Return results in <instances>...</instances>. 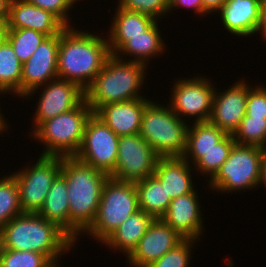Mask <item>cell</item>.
I'll return each instance as SVG.
<instances>
[{"mask_svg":"<svg viewBox=\"0 0 266 267\" xmlns=\"http://www.w3.org/2000/svg\"><path fill=\"white\" fill-rule=\"evenodd\" d=\"M105 37L67 27L59 34L57 77L72 81L85 91L111 55Z\"/></svg>","mask_w":266,"mask_h":267,"instance_id":"obj_1","label":"cell"},{"mask_svg":"<svg viewBox=\"0 0 266 267\" xmlns=\"http://www.w3.org/2000/svg\"><path fill=\"white\" fill-rule=\"evenodd\" d=\"M60 174L68 191L69 237L76 243L96 218L102 188L109 175L74 156L62 157Z\"/></svg>","mask_w":266,"mask_h":267,"instance_id":"obj_2","label":"cell"},{"mask_svg":"<svg viewBox=\"0 0 266 267\" xmlns=\"http://www.w3.org/2000/svg\"><path fill=\"white\" fill-rule=\"evenodd\" d=\"M75 245L61 228L37 213L15 216L0 230V248L44 254L52 263H59Z\"/></svg>","mask_w":266,"mask_h":267,"instance_id":"obj_3","label":"cell"},{"mask_svg":"<svg viewBox=\"0 0 266 267\" xmlns=\"http://www.w3.org/2000/svg\"><path fill=\"white\" fill-rule=\"evenodd\" d=\"M147 67L144 63L123 60L111 54L85 90V100L93 113L109 103L144 98L140 90L145 85Z\"/></svg>","mask_w":266,"mask_h":267,"instance_id":"obj_4","label":"cell"},{"mask_svg":"<svg viewBox=\"0 0 266 267\" xmlns=\"http://www.w3.org/2000/svg\"><path fill=\"white\" fill-rule=\"evenodd\" d=\"M187 122L181 120L169 104L153 100L145 106L139 134L159 158H179L187 147Z\"/></svg>","mask_w":266,"mask_h":267,"instance_id":"obj_5","label":"cell"},{"mask_svg":"<svg viewBox=\"0 0 266 267\" xmlns=\"http://www.w3.org/2000/svg\"><path fill=\"white\" fill-rule=\"evenodd\" d=\"M93 111L84 100L78 107L42 122L31 134L43 143L40 155L72 157L78 152L86 122Z\"/></svg>","mask_w":266,"mask_h":267,"instance_id":"obj_6","label":"cell"},{"mask_svg":"<svg viewBox=\"0 0 266 267\" xmlns=\"http://www.w3.org/2000/svg\"><path fill=\"white\" fill-rule=\"evenodd\" d=\"M139 210L135 183L108 177L102 188L96 218L84 233L102 243L129 216Z\"/></svg>","mask_w":266,"mask_h":267,"instance_id":"obj_7","label":"cell"},{"mask_svg":"<svg viewBox=\"0 0 266 267\" xmlns=\"http://www.w3.org/2000/svg\"><path fill=\"white\" fill-rule=\"evenodd\" d=\"M263 148L235 144L216 175L208 181L212 193H236L258 189ZM257 188V189H256Z\"/></svg>","mask_w":266,"mask_h":267,"instance_id":"obj_8","label":"cell"},{"mask_svg":"<svg viewBox=\"0 0 266 267\" xmlns=\"http://www.w3.org/2000/svg\"><path fill=\"white\" fill-rule=\"evenodd\" d=\"M62 156L40 155L35 164L11 174L18 183L23 213H38L53 181L61 172Z\"/></svg>","mask_w":266,"mask_h":267,"instance_id":"obj_9","label":"cell"},{"mask_svg":"<svg viewBox=\"0 0 266 267\" xmlns=\"http://www.w3.org/2000/svg\"><path fill=\"white\" fill-rule=\"evenodd\" d=\"M205 77V75L184 77L173 82L170 93L172 95L168 98L169 106L181 120L190 117L193 122L209 121L215 90L219 89L215 88L210 77Z\"/></svg>","mask_w":266,"mask_h":267,"instance_id":"obj_10","label":"cell"},{"mask_svg":"<svg viewBox=\"0 0 266 267\" xmlns=\"http://www.w3.org/2000/svg\"><path fill=\"white\" fill-rule=\"evenodd\" d=\"M119 136L94 113L88 118L75 158L110 175L116 166Z\"/></svg>","mask_w":266,"mask_h":267,"instance_id":"obj_11","label":"cell"},{"mask_svg":"<svg viewBox=\"0 0 266 267\" xmlns=\"http://www.w3.org/2000/svg\"><path fill=\"white\" fill-rule=\"evenodd\" d=\"M158 159L139 133L120 136L115 170L109 177L135 183L154 174Z\"/></svg>","mask_w":266,"mask_h":267,"instance_id":"obj_12","label":"cell"},{"mask_svg":"<svg viewBox=\"0 0 266 267\" xmlns=\"http://www.w3.org/2000/svg\"><path fill=\"white\" fill-rule=\"evenodd\" d=\"M37 90L42 94L38 95L30 134L42 122L78 107L85 100V91L78 84L59 78L30 91L23 100L32 97Z\"/></svg>","mask_w":266,"mask_h":267,"instance_id":"obj_13","label":"cell"},{"mask_svg":"<svg viewBox=\"0 0 266 267\" xmlns=\"http://www.w3.org/2000/svg\"><path fill=\"white\" fill-rule=\"evenodd\" d=\"M59 35L46 37L33 55L22 64L21 98L30 91L57 79Z\"/></svg>","mask_w":266,"mask_h":267,"instance_id":"obj_14","label":"cell"},{"mask_svg":"<svg viewBox=\"0 0 266 267\" xmlns=\"http://www.w3.org/2000/svg\"><path fill=\"white\" fill-rule=\"evenodd\" d=\"M183 240L184 238L161 218L154 219L126 260L130 267H148Z\"/></svg>","mask_w":266,"mask_h":267,"instance_id":"obj_15","label":"cell"},{"mask_svg":"<svg viewBox=\"0 0 266 267\" xmlns=\"http://www.w3.org/2000/svg\"><path fill=\"white\" fill-rule=\"evenodd\" d=\"M159 21H156L148 30L137 36H107L111 54L120 59L144 63L146 66L152 58L161 56L166 50V43L162 39ZM125 57V58H124ZM133 57V59H132ZM151 58V59H150Z\"/></svg>","mask_w":266,"mask_h":267,"instance_id":"obj_16","label":"cell"},{"mask_svg":"<svg viewBox=\"0 0 266 267\" xmlns=\"http://www.w3.org/2000/svg\"><path fill=\"white\" fill-rule=\"evenodd\" d=\"M247 98L248 84L243 79L235 81L222 93L215 90L209 122L233 135L246 114Z\"/></svg>","mask_w":266,"mask_h":267,"instance_id":"obj_17","label":"cell"},{"mask_svg":"<svg viewBox=\"0 0 266 267\" xmlns=\"http://www.w3.org/2000/svg\"><path fill=\"white\" fill-rule=\"evenodd\" d=\"M196 191L172 199L161 219L182 238L199 241L205 228V218Z\"/></svg>","mask_w":266,"mask_h":267,"instance_id":"obj_18","label":"cell"},{"mask_svg":"<svg viewBox=\"0 0 266 267\" xmlns=\"http://www.w3.org/2000/svg\"><path fill=\"white\" fill-rule=\"evenodd\" d=\"M8 29H32L47 37L61 34L67 26L53 13L24 0H10Z\"/></svg>","mask_w":266,"mask_h":267,"instance_id":"obj_19","label":"cell"},{"mask_svg":"<svg viewBox=\"0 0 266 267\" xmlns=\"http://www.w3.org/2000/svg\"><path fill=\"white\" fill-rule=\"evenodd\" d=\"M151 99L139 98L125 102L109 103L94 114L116 135L125 136L140 133L142 114Z\"/></svg>","mask_w":266,"mask_h":267,"instance_id":"obj_20","label":"cell"},{"mask_svg":"<svg viewBox=\"0 0 266 267\" xmlns=\"http://www.w3.org/2000/svg\"><path fill=\"white\" fill-rule=\"evenodd\" d=\"M261 6L262 0H226L216 13L228 33L246 38L257 33Z\"/></svg>","mask_w":266,"mask_h":267,"instance_id":"obj_21","label":"cell"},{"mask_svg":"<svg viewBox=\"0 0 266 267\" xmlns=\"http://www.w3.org/2000/svg\"><path fill=\"white\" fill-rule=\"evenodd\" d=\"M192 167L183 157L159 158L153 175L172 200L195 190Z\"/></svg>","mask_w":266,"mask_h":267,"instance_id":"obj_22","label":"cell"},{"mask_svg":"<svg viewBox=\"0 0 266 267\" xmlns=\"http://www.w3.org/2000/svg\"><path fill=\"white\" fill-rule=\"evenodd\" d=\"M154 218L142 210L129 216L113 233H111L102 244L118 250L127 258L136 248L139 240L146 233L148 226Z\"/></svg>","mask_w":266,"mask_h":267,"instance_id":"obj_23","label":"cell"},{"mask_svg":"<svg viewBox=\"0 0 266 267\" xmlns=\"http://www.w3.org/2000/svg\"><path fill=\"white\" fill-rule=\"evenodd\" d=\"M226 135L223 130L209 121L189 124L187 147L183 158L194 166L205 155V152L215 148V145Z\"/></svg>","mask_w":266,"mask_h":267,"instance_id":"obj_24","label":"cell"},{"mask_svg":"<svg viewBox=\"0 0 266 267\" xmlns=\"http://www.w3.org/2000/svg\"><path fill=\"white\" fill-rule=\"evenodd\" d=\"M37 214L56 224L69 236V198L66 180L61 174L53 181Z\"/></svg>","mask_w":266,"mask_h":267,"instance_id":"obj_25","label":"cell"},{"mask_svg":"<svg viewBox=\"0 0 266 267\" xmlns=\"http://www.w3.org/2000/svg\"><path fill=\"white\" fill-rule=\"evenodd\" d=\"M135 185L139 209L151 215L154 219L161 218L171 202L161 182L154 175H151L135 182Z\"/></svg>","mask_w":266,"mask_h":267,"instance_id":"obj_26","label":"cell"},{"mask_svg":"<svg viewBox=\"0 0 266 267\" xmlns=\"http://www.w3.org/2000/svg\"><path fill=\"white\" fill-rule=\"evenodd\" d=\"M21 77L22 63L6 40L0 45V95L21 98Z\"/></svg>","mask_w":266,"mask_h":267,"instance_id":"obj_27","label":"cell"},{"mask_svg":"<svg viewBox=\"0 0 266 267\" xmlns=\"http://www.w3.org/2000/svg\"><path fill=\"white\" fill-rule=\"evenodd\" d=\"M110 28L106 34L109 36H137L148 30L157 20L153 17L129 11L116 6Z\"/></svg>","mask_w":266,"mask_h":267,"instance_id":"obj_28","label":"cell"},{"mask_svg":"<svg viewBox=\"0 0 266 267\" xmlns=\"http://www.w3.org/2000/svg\"><path fill=\"white\" fill-rule=\"evenodd\" d=\"M235 144L233 135L227 134L215 145V148L205 152V155L193 166L195 171L200 175H206L203 177H209L207 182L210 181L225 163Z\"/></svg>","mask_w":266,"mask_h":267,"instance_id":"obj_29","label":"cell"},{"mask_svg":"<svg viewBox=\"0 0 266 267\" xmlns=\"http://www.w3.org/2000/svg\"><path fill=\"white\" fill-rule=\"evenodd\" d=\"M22 213L18 183L9 173L0 178V230L13 217Z\"/></svg>","mask_w":266,"mask_h":267,"instance_id":"obj_30","label":"cell"},{"mask_svg":"<svg viewBox=\"0 0 266 267\" xmlns=\"http://www.w3.org/2000/svg\"><path fill=\"white\" fill-rule=\"evenodd\" d=\"M47 36L32 29H8L7 40L23 64Z\"/></svg>","mask_w":266,"mask_h":267,"instance_id":"obj_31","label":"cell"},{"mask_svg":"<svg viewBox=\"0 0 266 267\" xmlns=\"http://www.w3.org/2000/svg\"><path fill=\"white\" fill-rule=\"evenodd\" d=\"M233 138L236 144L266 147V118L244 116Z\"/></svg>","mask_w":266,"mask_h":267,"instance_id":"obj_32","label":"cell"},{"mask_svg":"<svg viewBox=\"0 0 266 267\" xmlns=\"http://www.w3.org/2000/svg\"><path fill=\"white\" fill-rule=\"evenodd\" d=\"M44 254L0 248V267H60Z\"/></svg>","mask_w":266,"mask_h":267,"instance_id":"obj_33","label":"cell"},{"mask_svg":"<svg viewBox=\"0 0 266 267\" xmlns=\"http://www.w3.org/2000/svg\"><path fill=\"white\" fill-rule=\"evenodd\" d=\"M194 244L196 245V240L184 239L148 267H190L191 251L192 247L194 249Z\"/></svg>","mask_w":266,"mask_h":267,"instance_id":"obj_34","label":"cell"},{"mask_svg":"<svg viewBox=\"0 0 266 267\" xmlns=\"http://www.w3.org/2000/svg\"><path fill=\"white\" fill-rule=\"evenodd\" d=\"M120 8L136 11L161 20L169 16V0H117Z\"/></svg>","mask_w":266,"mask_h":267,"instance_id":"obj_35","label":"cell"},{"mask_svg":"<svg viewBox=\"0 0 266 267\" xmlns=\"http://www.w3.org/2000/svg\"><path fill=\"white\" fill-rule=\"evenodd\" d=\"M56 15L67 27H72L70 11L78 0H24ZM69 16V17H68Z\"/></svg>","mask_w":266,"mask_h":267,"instance_id":"obj_36","label":"cell"},{"mask_svg":"<svg viewBox=\"0 0 266 267\" xmlns=\"http://www.w3.org/2000/svg\"><path fill=\"white\" fill-rule=\"evenodd\" d=\"M246 116L266 118V87L262 85H248L246 102Z\"/></svg>","mask_w":266,"mask_h":267,"instance_id":"obj_37","label":"cell"},{"mask_svg":"<svg viewBox=\"0 0 266 267\" xmlns=\"http://www.w3.org/2000/svg\"><path fill=\"white\" fill-rule=\"evenodd\" d=\"M181 7L192 8L196 15L203 17V4L201 0H169V13Z\"/></svg>","mask_w":266,"mask_h":267,"instance_id":"obj_38","label":"cell"},{"mask_svg":"<svg viewBox=\"0 0 266 267\" xmlns=\"http://www.w3.org/2000/svg\"><path fill=\"white\" fill-rule=\"evenodd\" d=\"M203 4V17L215 14L226 2V0H201ZM206 14V15H205Z\"/></svg>","mask_w":266,"mask_h":267,"instance_id":"obj_39","label":"cell"},{"mask_svg":"<svg viewBox=\"0 0 266 267\" xmlns=\"http://www.w3.org/2000/svg\"><path fill=\"white\" fill-rule=\"evenodd\" d=\"M261 35L262 41L266 42V1H262L260 22L257 28V34Z\"/></svg>","mask_w":266,"mask_h":267,"instance_id":"obj_40","label":"cell"},{"mask_svg":"<svg viewBox=\"0 0 266 267\" xmlns=\"http://www.w3.org/2000/svg\"><path fill=\"white\" fill-rule=\"evenodd\" d=\"M261 184L266 188V147L263 148L262 156H261V174H260V181H259V188Z\"/></svg>","mask_w":266,"mask_h":267,"instance_id":"obj_41","label":"cell"},{"mask_svg":"<svg viewBox=\"0 0 266 267\" xmlns=\"http://www.w3.org/2000/svg\"><path fill=\"white\" fill-rule=\"evenodd\" d=\"M9 1L0 0V23L8 21Z\"/></svg>","mask_w":266,"mask_h":267,"instance_id":"obj_42","label":"cell"},{"mask_svg":"<svg viewBox=\"0 0 266 267\" xmlns=\"http://www.w3.org/2000/svg\"><path fill=\"white\" fill-rule=\"evenodd\" d=\"M8 25L7 22L0 23V45L7 40Z\"/></svg>","mask_w":266,"mask_h":267,"instance_id":"obj_43","label":"cell"},{"mask_svg":"<svg viewBox=\"0 0 266 267\" xmlns=\"http://www.w3.org/2000/svg\"><path fill=\"white\" fill-rule=\"evenodd\" d=\"M4 113L1 112V108H0V135H2L1 133L4 134V132H7L6 130H8L9 128V123L7 124V121L5 119V117L3 116Z\"/></svg>","mask_w":266,"mask_h":267,"instance_id":"obj_44","label":"cell"}]
</instances>
